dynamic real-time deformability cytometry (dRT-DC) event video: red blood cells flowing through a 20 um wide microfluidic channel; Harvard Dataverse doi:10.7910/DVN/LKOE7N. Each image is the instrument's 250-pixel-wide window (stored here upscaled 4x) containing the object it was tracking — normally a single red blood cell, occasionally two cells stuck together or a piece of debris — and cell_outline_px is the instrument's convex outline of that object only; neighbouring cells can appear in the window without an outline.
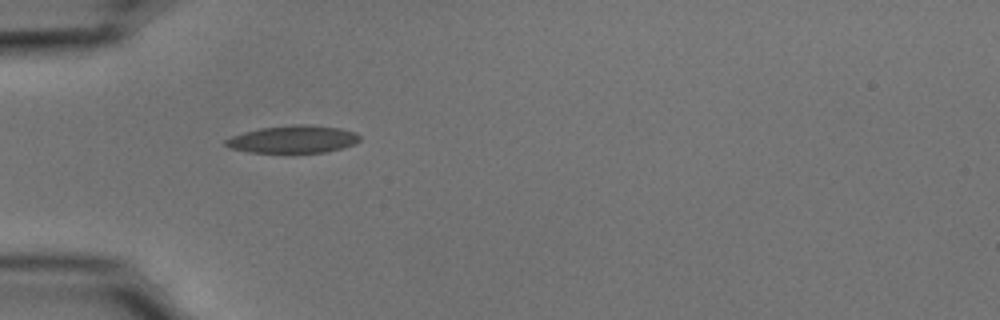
{"species": "common noctule bat (a hibernating species)", "species_latin": "Nyctalus noctula", "temperature_condition": "cold", "stored_images_in_passage": 24, "camera_frame_rate_fps": 3000, "um_per_image_px": 0.085, "animal": {"sex": "male", "body_mass_g": 15.6}, "frame": {"image": 1, "passage_image": 1, "time_ms": 0.0, "image_size_px": [1000, 320], "cell_outline_px": [[360, 140], [356, 144], [324, 152], [248, 152], [228, 148], [224, 144], [224, 140], [232, 136], [244, 132], [260, 128], [292, 124], [304, 124], [340, 128], [356, 132], [360, 136]], "centroid_in_image_um": [24.9, 11.83], "position_along_channel_um": 60.1, "area_um2": 21.5}}